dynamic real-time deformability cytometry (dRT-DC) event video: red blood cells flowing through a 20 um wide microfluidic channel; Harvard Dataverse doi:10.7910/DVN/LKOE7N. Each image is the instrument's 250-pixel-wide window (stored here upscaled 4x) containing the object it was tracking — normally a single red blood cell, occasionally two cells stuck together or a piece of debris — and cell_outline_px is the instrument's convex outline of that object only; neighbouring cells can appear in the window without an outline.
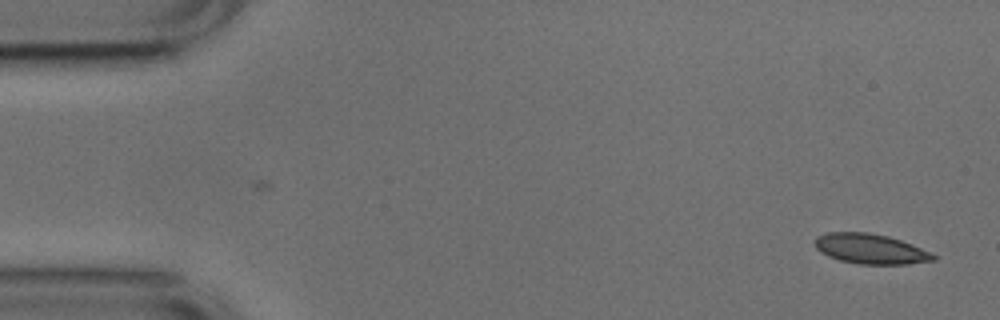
{"species": "common noctule bat (a hibernating species)", "species_latin": "Nyctalus noctula", "temperature_condition": "cold", "stored_images_in_passage": 13, "camera_frame_rate_fps": 3000, "um_per_image_px": 0.085, "animal": {"sex": "male", "body_mass_g": 17.9, "forearm_length_mm": 54.2}, "frame": {"image": 1, "passage_image": 1, "time_ms": 0.0, "image_size_px": [1000, 320], "cell_outline_px": [[936, 260], [908, 264], [860, 264], [840, 260], [828, 256], [820, 252], [816, 248], [816, 236], [828, 232], [868, 232], [888, 236], [912, 244], [936, 256]], "centroid_in_image_um": [73.97, 21.15], "position_along_channel_um": 11.0, "area_um2": 20.58}}